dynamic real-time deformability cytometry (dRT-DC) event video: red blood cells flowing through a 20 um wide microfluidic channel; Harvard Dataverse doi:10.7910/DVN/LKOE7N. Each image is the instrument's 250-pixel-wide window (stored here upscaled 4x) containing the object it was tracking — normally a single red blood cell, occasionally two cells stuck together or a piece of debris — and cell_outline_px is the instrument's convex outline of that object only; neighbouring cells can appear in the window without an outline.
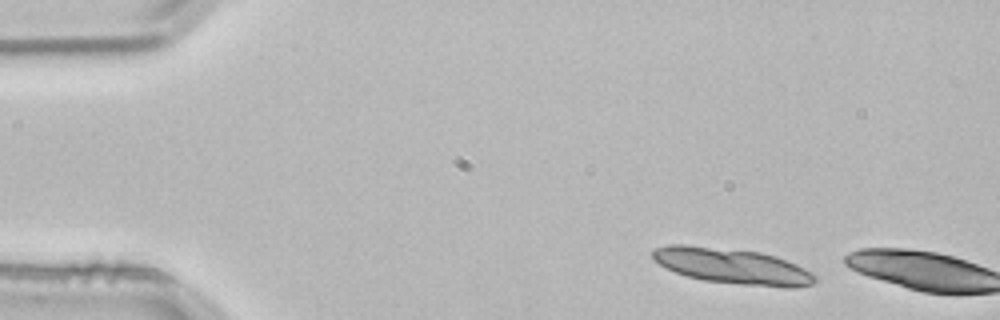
{"species": "common noctule bat (a hibernating species)", "species_latin": "Nyctalus noctula", "temperature_condition": "room temperature", "stored_images_in_passage": 2, "camera_frame_rate_fps": 3000, "um_per_image_px": 0.085, "animal": {"sex": "male", "body_mass_g": 21.5, "forearm_length_mm": 52.0}, "frame": {"image": 1, "passage_image": 1, "time_ms": 0.0, "image_size_px": [1000, 320], "cell_outline_px": [[816, 280], [812, 284], [796, 288], [784, 288], [740, 284], [704, 280], [688, 276], [676, 272], [660, 264], [652, 256], [652, 252], [656, 248], [668, 244], [684, 244], [760, 252], [776, 256], [796, 264], [812, 272], [816, 276]], "centroid_in_image_um": [62.3, 22.62], "position_along_channel_um": 22.7, "area_um2": 33.58}}